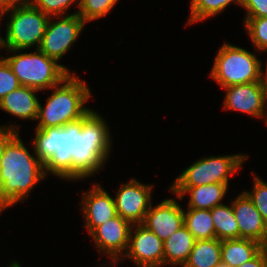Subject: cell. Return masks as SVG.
Instances as JSON below:
<instances>
[{"label": "cell", "instance_id": "obj_1", "mask_svg": "<svg viewBox=\"0 0 267 267\" xmlns=\"http://www.w3.org/2000/svg\"><path fill=\"white\" fill-rule=\"evenodd\" d=\"M17 132L4 148L0 161V203L6 208L24 203L47 175L44 164L26 148Z\"/></svg>", "mask_w": 267, "mask_h": 267}, {"label": "cell", "instance_id": "obj_2", "mask_svg": "<svg viewBox=\"0 0 267 267\" xmlns=\"http://www.w3.org/2000/svg\"><path fill=\"white\" fill-rule=\"evenodd\" d=\"M110 131L106 119L94 109L74 122L73 181L95 177L102 171L112 151Z\"/></svg>", "mask_w": 267, "mask_h": 267}, {"label": "cell", "instance_id": "obj_3", "mask_svg": "<svg viewBox=\"0 0 267 267\" xmlns=\"http://www.w3.org/2000/svg\"><path fill=\"white\" fill-rule=\"evenodd\" d=\"M74 72L49 89L53 92L46 98L45 106L39 103L37 129L64 127L82 119L91 110L84 105L92 97V91Z\"/></svg>", "mask_w": 267, "mask_h": 267}, {"label": "cell", "instance_id": "obj_4", "mask_svg": "<svg viewBox=\"0 0 267 267\" xmlns=\"http://www.w3.org/2000/svg\"><path fill=\"white\" fill-rule=\"evenodd\" d=\"M32 142L33 154L44 164L47 176L73 182L74 122L64 127L35 128Z\"/></svg>", "mask_w": 267, "mask_h": 267}, {"label": "cell", "instance_id": "obj_5", "mask_svg": "<svg viewBox=\"0 0 267 267\" xmlns=\"http://www.w3.org/2000/svg\"><path fill=\"white\" fill-rule=\"evenodd\" d=\"M22 51L24 50H6L12 55L4 57L21 86L45 92L72 74L65 65L49 58L39 49L28 53Z\"/></svg>", "mask_w": 267, "mask_h": 267}, {"label": "cell", "instance_id": "obj_6", "mask_svg": "<svg viewBox=\"0 0 267 267\" xmlns=\"http://www.w3.org/2000/svg\"><path fill=\"white\" fill-rule=\"evenodd\" d=\"M263 64L255 53L225 41L214 58L210 77L221 88L261 81Z\"/></svg>", "mask_w": 267, "mask_h": 267}, {"label": "cell", "instance_id": "obj_7", "mask_svg": "<svg viewBox=\"0 0 267 267\" xmlns=\"http://www.w3.org/2000/svg\"><path fill=\"white\" fill-rule=\"evenodd\" d=\"M9 14V15H8ZM5 36L0 35V50H27L40 47L49 16L33 4L9 8Z\"/></svg>", "mask_w": 267, "mask_h": 267}, {"label": "cell", "instance_id": "obj_8", "mask_svg": "<svg viewBox=\"0 0 267 267\" xmlns=\"http://www.w3.org/2000/svg\"><path fill=\"white\" fill-rule=\"evenodd\" d=\"M248 157L240 153L202 157L184 169L169 188H193L211 183L229 185L230 177L239 172Z\"/></svg>", "mask_w": 267, "mask_h": 267}, {"label": "cell", "instance_id": "obj_9", "mask_svg": "<svg viewBox=\"0 0 267 267\" xmlns=\"http://www.w3.org/2000/svg\"><path fill=\"white\" fill-rule=\"evenodd\" d=\"M55 19V20H54ZM87 23L76 13L49 18L45 34L38 48L49 58L60 59L71 50Z\"/></svg>", "mask_w": 267, "mask_h": 267}, {"label": "cell", "instance_id": "obj_10", "mask_svg": "<svg viewBox=\"0 0 267 267\" xmlns=\"http://www.w3.org/2000/svg\"><path fill=\"white\" fill-rule=\"evenodd\" d=\"M125 259L137 267H163L164 242L142 224H134L130 230L127 251L114 266Z\"/></svg>", "mask_w": 267, "mask_h": 267}, {"label": "cell", "instance_id": "obj_11", "mask_svg": "<svg viewBox=\"0 0 267 267\" xmlns=\"http://www.w3.org/2000/svg\"><path fill=\"white\" fill-rule=\"evenodd\" d=\"M153 184H144L136 178L122 183L115 193L117 215L132 225L142 224L152 205Z\"/></svg>", "mask_w": 267, "mask_h": 267}, {"label": "cell", "instance_id": "obj_12", "mask_svg": "<svg viewBox=\"0 0 267 267\" xmlns=\"http://www.w3.org/2000/svg\"><path fill=\"white\" fill-rule=\"evenodd\" d=\"M131 227L129 221L117 215L90 233L100 256L106 254L110 259L107 261L108 264L99 267L114 266L123 257L128 248Z\"/></svg>", "mask_w": 267, "mask_h": 267}, {"label": "cell", "instance_id": "obj_13", "mask_svg": "<svg viewBox=\"0 0 267 267\" xmlns=\"http://www.w3.org/2000/svg\"><path fill=\"white\" fill-rule=\"evenodd\" d=\"M223 90L225 91L224 110L239 111L252 118L263 119L267 87L262 81L232 85Z\"/></svg>", "mask_w": 267, "mask_h": 267}, {"label": "cell", "instance_id": "obj_14", "mask_svg": "<svg viewBox=\"0 0 267 267\" xmlns=\"http://www.w3.org/2000/svg\"><path fill=\"white\" fill-rule=\"evenodd\" d=\"M176 198L162 200L147 211L142 223L163 242L184 225V209ZM175 199V200H174Z\"/></svg>", "mask_w": 267, "mask_h": 267}, {"label": "cell", "instance_id": "obj_15", "mask_svg": "<svg viewBox=\"0 0 267 267\" xmlns=\"http://www.w3.org/2000/svg\"><path fill=\"white\" fill-rule=\"evenodd\" d=\"M82 194L80 207L85 219L83 227L87 229L88 234L117 216L115 199L100 184H93Z\"/></svg>", "mask_w": 267, "mask_h": 267}, {"label": "cell", "instance_id": "obj_16", "mask_svg": "<svg viewBox=\"0 0 267 267\" xmlns=\"http://www.w3.org/2000/svg\"><path fill=\"white\" fill-rule=\"evenodd\" d=\"M231 204L239 225V238L260 243L267 236V223L255 205L243 191L231 200Z\"/></svg>", "mask_w": 267, "mask_h": 267}, {"label": "cell", "instance_id": "obj_17", "mask_svg": "<svg viewBox=\"0 0 267 267\" xmlns=\"http://www.w3.org/2000/svg\"><path fill=\"white\" fill-rule=\"evenodd\" d=\"M37 92V89L20 86L0 100V110L18 119L36 121L40 103Z\"/></svg>", "mask_w": 267, "mask_h": 267}, {"label": "cell", "instance_id": "obj_18", "mask_svg": "<svg viewBox=\"0 0 267 267\" xmlns=\"http://www.w3.org/2000/svg\"><path fill=\"white\" fill-rule=\"evenodd\" d=\"M229 185L215 184L200 185L193 188H169L170 193L175 194L179 200L185 195L190 199L187 209H209L223 204L222 201L228 192Z\"/></svg>", "mask_w": 267, "mask_h": 267}, {"label": "cell", "instance_id": "obj_19", "mask_svg": "<svg viewBox=\"0 0 267 267\" xmlns=\"http://www.w3.org/2000/svg\"><path fill=\"white\" fill-rule=\"evenodd\" d=\"M195 239L183 225L164 241V265L183 267L188 261Z\"/></svg>", "mask_w": 267, "mask_h": 267}, {"label": "cell", "instance_id": "obj_20", "mask_svg": "<svg viewBox=\"0 0 267 267\" xmlns=\"http://www.w3.org/2000/svg\"><path fill=\"white\" fill-rule=\"evenodd\" d=\"M260 252V243L251 239L222 240L221 262L238 267L251 260Z\"/></svg>", "mask_w": 267, "mask_h": 267}, {"label": "cell", "instance_id": "obj_21", "mask_svg": "<svg viewBox=\"0 0 267 267\" xmlns=\"http://www.w3.org/2000/svg\"><path fill=\"white\" fill-rule=\"evenodd\" d=\"M221 245L222 241L217 238L195 240L183 267H216L221 262Z\"/></svg>", "mask_w": 267, "mask_h": 267}, {"label": "cell", "instance_id": "obj_22", "mask_svg": "<svg viewBox=\"0 0 267 267\" xmlns=\"http://www.w3.org/2000/svg\"><path fill=\"white\" fill-rule=\"evenodd\" d=\"M184 226L195 240L216 238L212 214L209 209L184 210Z\"/></svg>", "mask_w": 267, "mask_h": 267}, {"label": "cell", "instance_id": "obj_23", "mask_svg": "<svg viewBox=\"0 0 267 267\" xmlns=\"http://www.w3.org/2000/svg\"><path fill=\"white\" fill-rule=\"evenodd\" d=\"M211 214L217 239L222 241L239 238V225L231 203L215 206L211 209Z\"/></svg>", "mask_w": 267, "mask_h": 267}, {"label": "cell", "instance_id": "obj_24", "mask_svg": "<svg viewBox=\"0 0 267 267\" xmlns=\"http://www.w3.org/2000/svg\"><path fill=\"white\" fill-rule=\"evenodd\" d=\"M234 3L242 7L243 0H191L190 15L185 26L215 17Z\"/></svg>", "mask_w": 267, "mask_h": 267}, {"label": "cell", "instance_id": "obj_25", "mask_svg": "<svg viewBox=\"0 0 267 267\" xmlns=\"http://www.w3.org/2000/svg\"><path fill=\"white\" fill-rule=\"evenodd\" d=\"M119 0H80L79 10L74 11L86 23L103 18L116 6Z\"/></svg>", "mask_w": 267, "mask_h": 267}, {"label": "cell", "instance_id": "obj_26", "mask_svg": "<svg viewBox=\"0 0 267 267\" xmlns=\"http://www.w3.org/2000/svg\"><path fill=\"white\" fill-rule=\"evenodd\" d=\"M246 33L255 48L261 54L267 49V17L244 18Z\"/></svg>", "mask_w": 267, "mask_h": 267}, {"label": "cell", "instance_id": "obj_27", "mask_svg": "<svg viewBox=\"0 0 267 267\" xmlns=\"http://www.w3.org/2000/svg\"><path fill=\"white\" fill-rule=\"evenodd\" d=\"M253 173V186L252 192L244 190L243 192L255 205V208L261 214L263 220L267 223V182L260 176Z\"/></svg>", "mask_w": 267, "mask_h": 267}, {"label": "cell", "instance_id": "obj_28", "mask_svg": "<svg viewBox=\"0 0 267 267\" xmlns=\"http://www.w3.org/2000/svg\"><path fill=\"white\" fill-rule=\"evenodd\" d=\"M77 5V9L79 10L80 7V0H34L33 5L43 12L44 14L48 15L49 17L52 16H65L68 15V9L70 6ZM66 12V13H65Z\"/></svg>", "mask_w": 267, "mask_h": 267}, {"label": "cell", "instance_id": "obj_29", "mask_svg": "<svg viewBox=\"0 0 267 267\" xmlns=\"http://www.w3.org/2000/svg\"><path fill=\"white\" fill-rule=\"evenodd\" d=\"M21 86L4 56H0V100Z\"/></svg>", "mask_w": 267, "mask_h": 267}, {"label": "cell", "instance_id": "obj_30", "mask_svg": "<svg viewBox=\"0 0 267 267\" xmlns=\"http://www.w3.org/2000/svg\"><path fill=\"white\" fill-rule=\"evenodd\" d=\"M242 8L245 9V18L267 17V0H243Z\"/></svg>", "mask_w": 267, "mask_h": 267}, {"label": "cell", "instance_id": "obj_31", "mask_svg": "<svg viewBox=\"0 0 267 267\" xmlns=\"http://www.w3.org/2000/svg\"><path fill=\"white\" fill-rule=\"evenodd\" d=\"M21 125H14L8 123V125H0V161L6 146V143L17 133L20 132L19 128Z\"/></svg>", "mask_w": 267, "mask_h": 267}, {"label": "cell", "instance_id": "obj_32", "mask_svg": "<svg viewBox=\"0 0 267 267\" xmlns=\"http://www.w3.org/2000/svg\"><path fill=\"white\" fill-rule=\"evenodd\" d=\"M238 267H267L263 255L259 252L254 258L251 260L241 264Z\"/></svg>", "mask_w": 267, "mask_h": 267}, {"label": "cell", "instance_id": "obj_33", "mask_svg": "<svg viewBox=\"0 0 267 267\" xmlns=\"http://www.w3.org/2000/svg\"><path fill=\"white\" fill-rule=\"evenodd\" d=\"M8 8L32 5L34 0H3Z\"/></svg>", "mask_w": 267, "mask_h": 267}, {"label": "cell", "instance_id": "obj_34", "mask_svg": "<svg viewBox=\"0 0 267 267\" xmlns=\"http://www.w3.org/2000/svg\"><path fill=\"white\" fill-rule=\"evenodd\" d=\"M260 252L262 253L264 261L267 265V236L260 242Z\"/></svg>", "mask_w": 267, "mask_h": 267}, {"label": "cell", "instance_id": "obj_35", "mask_svg": "<svg viewBox=\"0 0 267 267\" xmlns=\"http://www.w3.org/2000/svg\"><path fill=\"white\" fill-rule=\"evenodd\" d=\"M9 11V8L6 6L3 0H0V22L5 17L6 14ZM3 17V18H2ZM1 26V24H0Z\"/></svg>", "mask_w": 267, "mask_h": 267}, {"label": "cell", "instance_id": "obj_36", "mask_svg": "<svg viewBox=\"0 0 267 267\" xmlns=\"http://www.w3.org/2000/svg\"><path fill=\"white\" fill-rule=\"evenodd\" d=\"M263 52H267V49L266 50H264V51H262L261 53H263ZM266 62V66L264 67L265 68V70H263V68H262V72H261V81L266 85V87H267V61H265ZM264 71V72H263Z\"/></svg>", "mask_w": 267, "mask_h": 267}, {"label": "cell", "instance_id": "obj_37", "mask_svg": "<svg viewBox=\"0 0 267 267\" xmlns=\"http://www.w3.org/2000/svg\"><path fill=\"white\" fill-rule=\"evenodd\" d=\"M6 267H22V266L18 260L17 261L14 260V261L10 262L9 265Z\"/></svg>", "mask_w": 267, "mask_h": 267}, {"label": "cell", "instance_id": "obj_38", "mask_svg": "<svg viewBox=\"0 0 267 267\" xmlns=\"http://www.w3.org/2000/svg\"><path fill=\"white\" fill-rule=\"evenodd\" d=\"M265 108L267 109V94H266V104H265ZM264 122H266V125H267V110H265V114H264Z\"/></svg>", "mask_w": 267, "mask_h": 267}, {"label": "cell", "instance_id": "obj_39", "mask_svg": "<svg viewBox=\"0 0 267 267\" xmlns=\"http://www.w3.org/2000/svg\"><path fill=\"white\" fill-rule=\"evenodd\" d=\"M216 267H230L228 264L220 262Z\"/></svg>", "mask_w": 267, "mask_h": 267}, {"label": "cell", "instance_id": "obj_40", "mask_svg": "<svg viewBox=\"0 0 267 267\" xmlns=\"http://www.w3.org/2000/svg\"><path fill=\"white\" fill-rule=\"evenodd\" d=\"M5 209H7L3 204H0V215L1 212H3Z\"/></svg>", "mask_w": 267, "mask_h": 267}]
</instances>
